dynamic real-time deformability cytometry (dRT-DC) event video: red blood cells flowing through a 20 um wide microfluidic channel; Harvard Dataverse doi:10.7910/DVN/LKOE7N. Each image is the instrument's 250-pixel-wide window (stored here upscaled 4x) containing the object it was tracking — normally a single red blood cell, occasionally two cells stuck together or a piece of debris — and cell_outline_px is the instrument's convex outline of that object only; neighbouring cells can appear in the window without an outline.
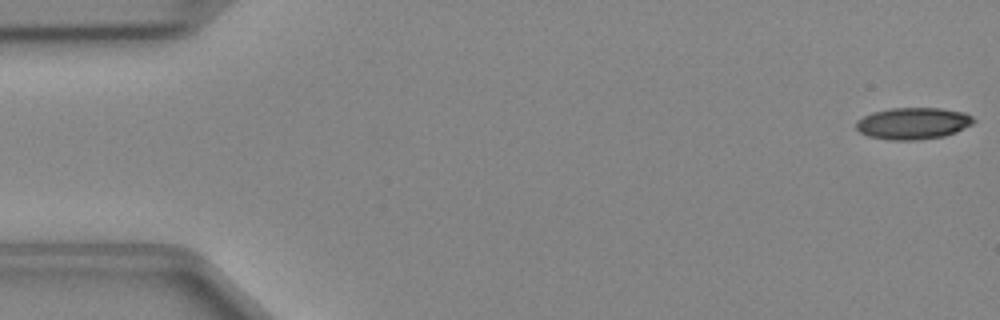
{"species": "Egyptian fruit bat (a non-hibernating species)", "species_latin": "Rousettus aegyptiacus", "temperature_condition": "cold", "stored_images_in_passage": 47, "camera_frame_rate_fps": 3000, "um_per_image_px": 0.085, "animal": {"sex": "female"}, "frame": {"image": 1, "passage_image": 1, "time_ms": 0.0, "image_size_px": [1000, 320], "cell_outline_px": [[976, 120], [972, 124], [956, 132], [944, 136], [916, 140], [888, 140], [868, 136], [860, 132], [856, 128], [856, 120], [872, 112], [892, 108], [940, 108], [964, 112], [972, 116]], "centroid_in_image_um": [77.6, 10.49], "position_along_channel_um": 7.4, "area_um2": 21.79}}
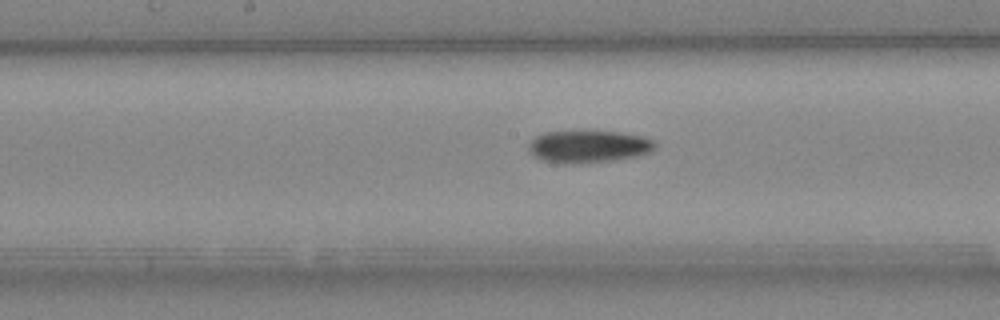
{"frame": {"image": 2, "passage_image": 24, "time_ms": 7.667, "image_size_px": [1000, 320], "cell_outline_px": [[656, 148], [652, 152], [636, 156], [612, 160], [544, 160], [536, 156], [528, 148], [528, 144], [536, 136], [544, 132], [616, 132], [644, 136], [656, 140]], "centroid_in_image_um": [50.14, 12.4], "position_along_channel_um": 198.1, "area_um2": 22.48}}
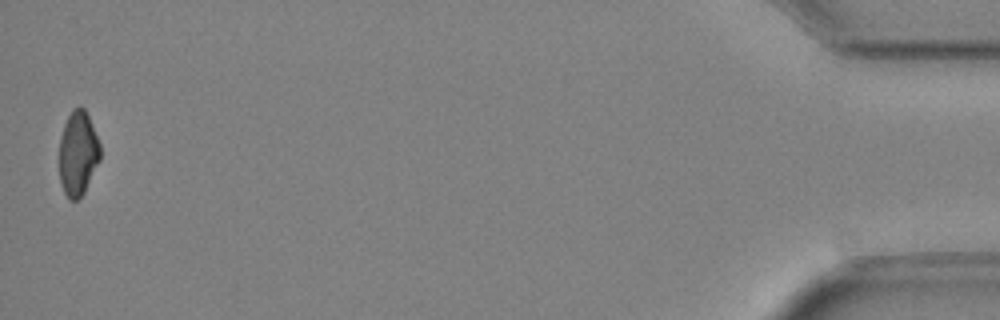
{"frame": {"image": 3, "passage_image": 47, "time_ms": 15.333, "image_size_px": [1000, 320], "cell_outline_px": [[100, 160], [84, 192], [76, 200], [68, 200], [64, 192], [60, 180], [60, 136], [64, 124], [72, 108], [80, 104], [84, 108], [92, 124], [100, 144]], "centroid_in_image_um": [6.63, 13.01], "position_along_channel_um": 428.6, "area_um2": 20.17}}